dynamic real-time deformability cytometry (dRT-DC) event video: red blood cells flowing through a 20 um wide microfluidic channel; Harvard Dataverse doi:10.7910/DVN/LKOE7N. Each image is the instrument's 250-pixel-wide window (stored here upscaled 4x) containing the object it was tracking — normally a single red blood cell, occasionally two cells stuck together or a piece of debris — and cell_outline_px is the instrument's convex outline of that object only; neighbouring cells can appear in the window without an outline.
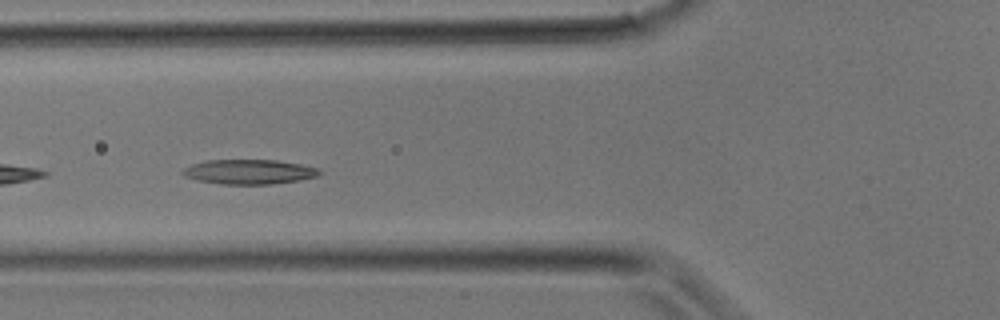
{"species": "common noctule bat (a hibernating species)", "species_latin": "Nyctalus noctula", "temperature_condition": "room temperature", "stored_images_in_passage": 12, "camera_frame_rate_fps": 3000, "um_per_image_px": 0.085, "animal": {"sex": "male", "body_mass_g": 17.9}, "frame": {"image": 1, "passage_image": 9, "time_ms": 2.667, "image_size_px": [1000, 320], "cell_outline_px": [[324, 172], [320, 176], [300, 180], [268, 184], [220, 184], [196, 180], [184, 176], [180, 172], [184, 168], [192, 164], [208, 160], [276, 160], [300, 164], [320, 168]], "centroid_in_image_um": [21.21, 14.6], "position_along_channel_um": 104.6, "area_um2": 19.83}}